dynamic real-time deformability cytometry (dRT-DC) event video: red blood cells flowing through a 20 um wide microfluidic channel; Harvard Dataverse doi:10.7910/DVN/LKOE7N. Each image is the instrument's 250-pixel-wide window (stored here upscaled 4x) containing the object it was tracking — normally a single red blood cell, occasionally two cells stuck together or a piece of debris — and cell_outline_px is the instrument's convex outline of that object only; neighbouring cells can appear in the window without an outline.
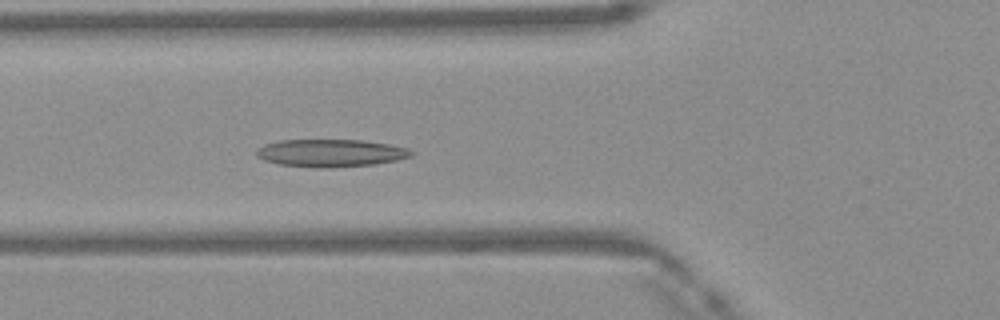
{"species": "Egyptian fruit bat (a non-hibernating species)", "species_latin": "Rousettus aegyptiacus", "temperature_condition": "warm", "stored_images_in_passage": 42, "camera_frame_rate_fps": 3000, "um_per_image_px": 0.085, "frame": {"image": 1, "passage_image": 17, "time_ms": 5.333, "image_size_px": [1000, 320], "cell_outline_px": [[416, 152], [412, 156], [396, 160], [376, 164], [324, 168], [320, 168], [280, 164], [264, 160], [256, 156], [256, 148], [264, 144], [280, 140], [364, 140], [388, 144], [408, 148]], "centroid_in_image_um": [28.12, 13.0], "position_along_channel_um": 97.7, "area_um2": 24.97}}
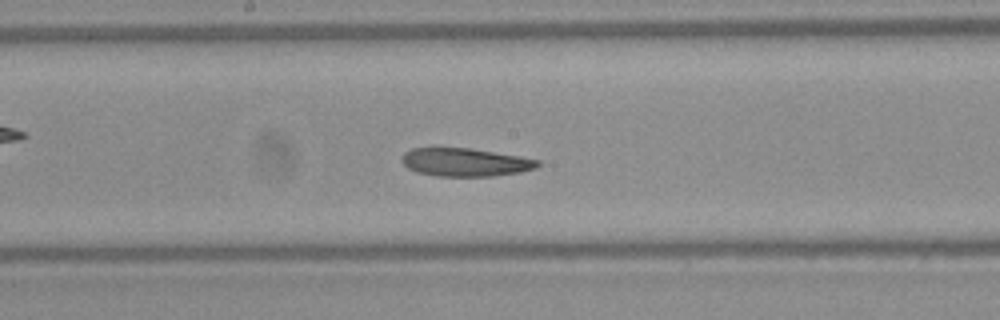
{"frame": {"image": 2, "passage_image": 25, "time_ms": 8.0, "image_size_px": [1000, 320], "cell_outline_px": [[540, 164], [536, 168], [520, 172], [492, 176], [436, 176], [416, 172], [408, 168], [400, 160], [404, 152], [412, 148], [472, 148], [520, 156], [540, 160]], "centroid_in_image_um": [39.54, 13.79], "position_along_channel_um": 208.7, "area_um2": 22.43}}
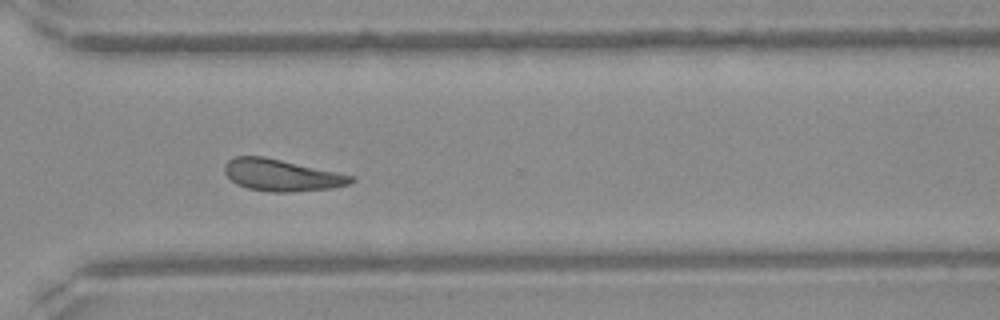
{"frame": {"image": 3, "passage_image": 35, "time_ms": 11.333, "image_size_px": [1000, 320], "cell_outline_px": [[356, 180], [348, 184], [332, 188], [292, 192], [268, 192], [248, 188], [236, 184], [224, 172], [224, 164], [228, 160], [236, 156], [264, 156], [356, 176]], "centroid_in_image_um": [23.94, 14.89], "position_along_channel_um": 346.7, "area_um2": 23.52}, "authors_computed_cell_mechanics": {"area_um2": 23.9581, "velocity_mm_per_s": 4.1396, "shape_relaxation_time_tau1_ms": null, "shape_relaxation_time_tau2_ms": 4.5956, "deformation_change_tau1": null, "deformation_change_tau2": 0.1316}}